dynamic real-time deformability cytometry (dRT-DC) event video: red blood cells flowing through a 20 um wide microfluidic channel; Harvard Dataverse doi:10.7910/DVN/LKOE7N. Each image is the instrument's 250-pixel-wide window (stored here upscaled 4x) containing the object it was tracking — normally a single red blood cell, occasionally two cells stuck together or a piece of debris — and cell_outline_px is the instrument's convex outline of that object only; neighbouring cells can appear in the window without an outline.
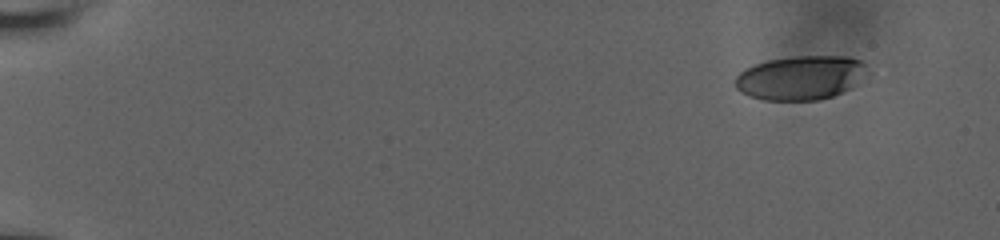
{"species": "human", "species_latin": "Homo sapiens", "temperature_condition": "room temperature", "stored_images_in_passage": 18, "camera_frame_rate_fps": 3000, "um_per_image_px": 0.085, "donor": {"sex": "male"}, "frame": {"image": 1, "passage_image": 1, "time_ms": 0.0, "image_size_px": [1000, 240], "cell_outline_px": [[872, 72], [848, 88], [832, 96], [816, 100], [764, 100], [740, 92], [736, 88], [736, 76], [744, 68], [768, 60], [800, 56], [848, 56], [864, 60]], "centroid_in_image_um": [68.11, 6.58], "position_along_channel_um": 16.9, "area_um2": 34.04}}
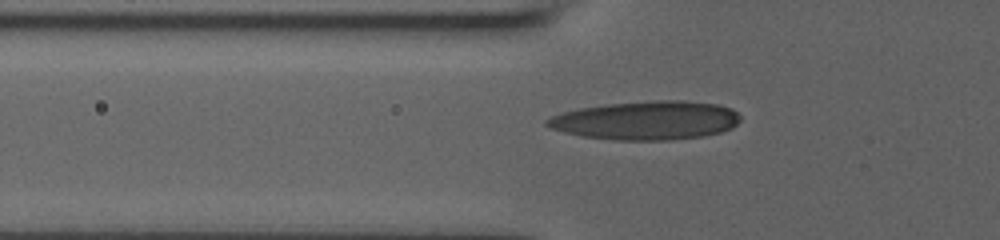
{"frame": {"image": 2, "passage_image": 16, "time_ms": 5.667, "image_size_px": [1000, 240], "cell_outline_px": [[740, 120], [732, 128], [720, 132], [704, 136], [672, 140], [616, 140], [584, 136], [564, 132], [548, 128], [544, 124], [544, 120], [552, 116], [564, 112], [580, 108], [608, 104], [656, 100], [680, 100], [716, 104], [732, 108], [740, 116]], "centroid_in_image_um": [54.93, 10.24], "position_along_channel_um": 70.9, "area_um2": 43.58}}